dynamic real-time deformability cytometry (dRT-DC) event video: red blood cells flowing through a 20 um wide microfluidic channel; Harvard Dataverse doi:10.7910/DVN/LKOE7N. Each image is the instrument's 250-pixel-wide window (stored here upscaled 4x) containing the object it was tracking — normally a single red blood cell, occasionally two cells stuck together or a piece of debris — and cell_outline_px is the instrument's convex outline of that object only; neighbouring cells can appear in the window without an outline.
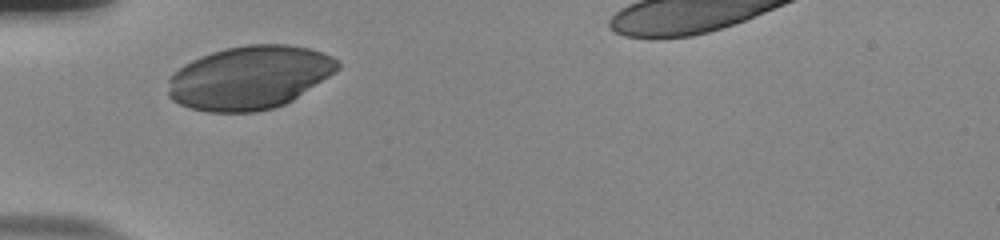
{"species": "human", "species_latin": "Homo sapiens", "temperature_condition": "room temperature", "stored_images_in_passage": 28, "camera_frame_rate_fps": 3000, "um_per_image_px": 0.085, "donor": {"sex": "male"}, "frame": {"image": 1, "passage_image": 1, "time_ms": 0.0, "image_size_px": [1000, 240], "cell_outline_px": [[340, 68], [336, 72], [292, 100], [284, 104], [272, 108], [256, 112], [208, 112], [192, 108], [180, 104], [172, 100], [168, 96], [168, 80], [172, 72], [184, 64], [200, 56], [224, 48], [248, 44], [288, 44], [308, 48], [324, 52], [332, 56], [340, 64]], "centroid_in_image_um": [21.19, 6.58], "position_along_channel_um": 63.8, "area_um2": 62.89}}
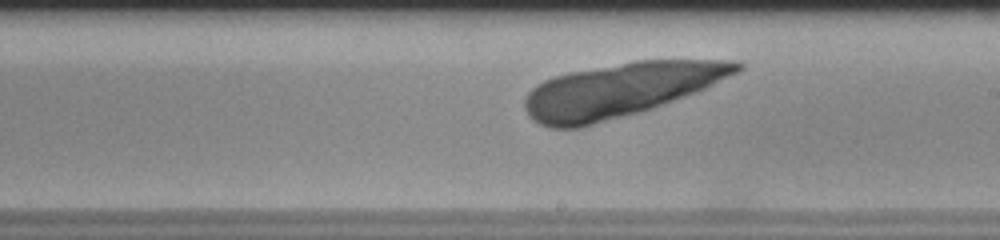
{"frame": {"image": 2, "passage_image": 15, "time_ms": 4.667, "image_size_px": [1000, 240], "cell_outline_px": [[744, 68], [740, 72], [696, 92], [652, 108], [580, 128], [552, 128], [540, 124], [532, 120], [528, 116], [524, 108], [524, 100], [528, 92], [536, 84], [544, 80], [568, 72], [636, 60], [740, 60], [744, 64]], "centroid_in_image_um": [52.73, 7.64], "position_along_channel_um": 236.3, "area_um2": 66.7}}
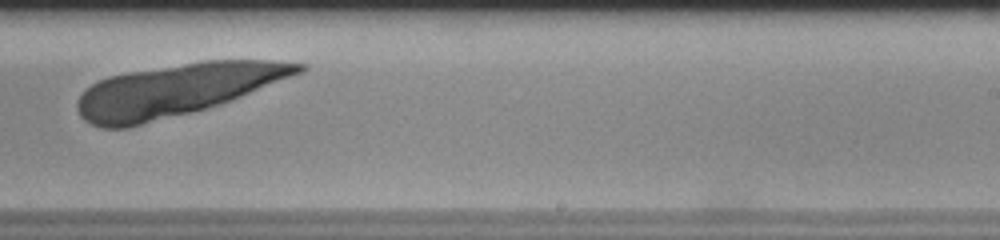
{"frame": {"image": 3, "passage_image": 18, "time_ms": 5.667, "image_size_px": [1000, 240], "cell_outline_px": [[308, 68], [304, 72], [240, 96], [204, 108], [128, 128], [100, 128], [84, 120], [80, 116], [76, 108], [76, 100], [84, 88], [108, 76], [128, 72], [200, 60], [272, 60], [308, 64]], "centroid_in_image_um": [14.96, 7.63], "position_along_channel_um": 274.0, "area_um2": 67.05}}